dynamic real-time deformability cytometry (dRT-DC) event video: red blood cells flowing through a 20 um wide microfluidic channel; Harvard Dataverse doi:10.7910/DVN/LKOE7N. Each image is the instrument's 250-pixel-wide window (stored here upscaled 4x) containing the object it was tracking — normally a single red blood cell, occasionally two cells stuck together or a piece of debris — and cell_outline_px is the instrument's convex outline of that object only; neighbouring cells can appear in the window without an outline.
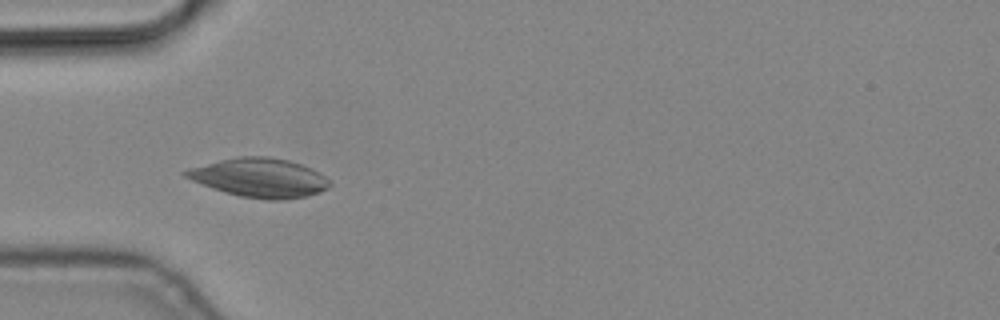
{"species": "common noctule bat (a hibernating species)", "species_latin": "Nyctalus noctula", "temperature_condition": "cold", "stored_images_in_passage": 5, "camera_frame_rate_fps": 3000, "um_per_image_px": 0.085, "animal": {"sex": "male", "body_mass_g": 19.2, "forearm_length_mm": 51.8}, "frame": {"image": 1, "passage_image": 4, "time_ms": 1.0, "image_size_px": [1000, 320], "cell_outline_px": [[332, 184], [328, 188], [320, 192], [308, 196], [284, 200], [268, 200], [240, 196], [224, 192], [212, 188], [192, 180], [184, 176], [180, 172], [188, 168], [220, 160], [240, 156], [268, 156], [288, 160], [300, 164], [324, 176]], "centroid_in_image_um": [22.04, 15.11], "position_along_channel_um": 63.0, "area_um2": 32.6}}
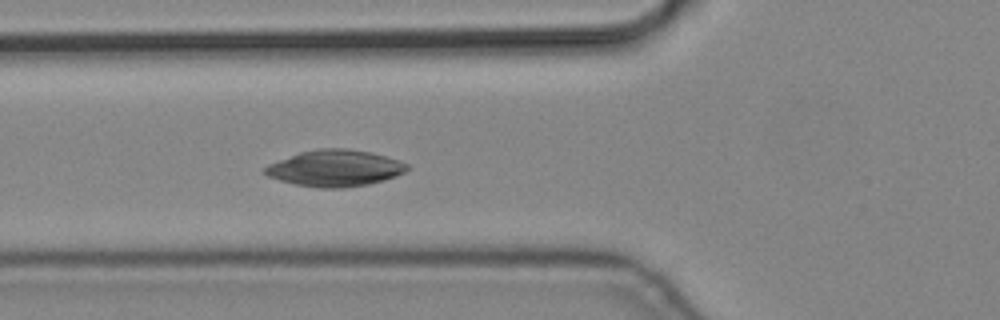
{"frame": {"image": 2, "passage_image": 5, "time_ms": 1.333, "image_size_px": [1000, 320], "cell_outline_px": [[408, 168], [404, 172], [396, 176], [384, 180], [368, 184], [344, 188], [320, 188], [296, 184], [280, 180], [268, 176], [264, 172], [264, 168], [268, 164], [300, 152], [316, 148], [348, 148], [372, 152], [408, 164]], "centroid_in_image_um": [28.47, 14.29], "position_along_channel_um": 97.3, "area_um2": 30.06}}